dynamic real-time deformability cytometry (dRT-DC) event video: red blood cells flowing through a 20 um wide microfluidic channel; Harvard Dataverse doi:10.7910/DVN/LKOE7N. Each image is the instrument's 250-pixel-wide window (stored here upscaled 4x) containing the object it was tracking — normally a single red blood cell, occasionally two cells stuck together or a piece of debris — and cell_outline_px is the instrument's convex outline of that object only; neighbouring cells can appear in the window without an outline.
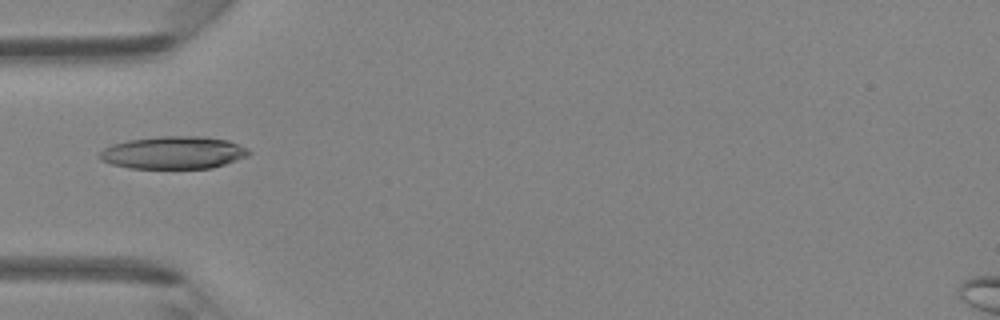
{"species": "Egyptian fruit bat (a non-hibernating species)", "species_latin": "Rousettus aegyptiacus", "temperature_condition": "room temperature", "stored_images_in_passage": 34, "camera_frame_rate_fps": 3000, "um_per_image_px": 0.085, "animal": {"sex": "female"}, "frame": {"image": 1, "passage_image": 3, "time_ms": 0.667, "image_size_px": [1000, 320], "cell_outline_px": [[252, 152], [248, 156], [212, 168], [128, 168], [112, 164], [100, 160], [100, 152], [104, 148], [112, 144], [128, 140], [160, 136], [204, 136], [228, 140], [248, 148]], "centroid_in_image_um": [14.76, 12.97], "position_along_channel_um": 70.2, "area_um2": 28.38}}
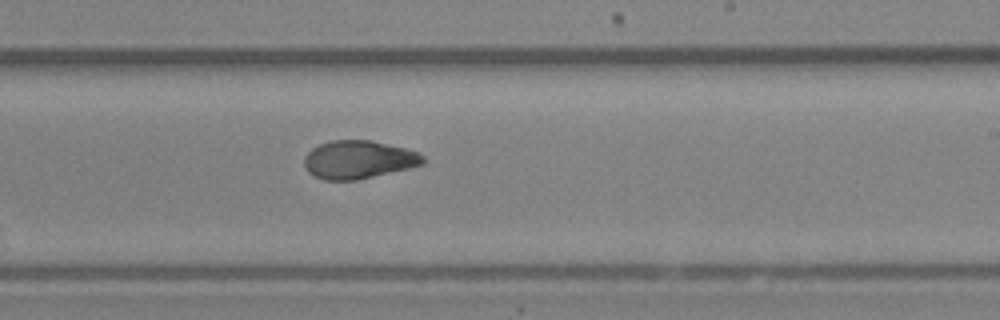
{"frame": {"image": 2, "passage_image": 16, "time_ms": 5.0, "image_size_px": [1000, 320], "cell_outline_px": [[424, 164], [408, 168], [356, 180], [324, 180], [308, 172], [304, 164], [304, 156], [312, 148], [320, 144], [332, 140], [368, 140], [404, 148], [416, 152], [424, 156]], "centroid_in_image_um": [30.44, 13.57], "position_along_channel_um": 258.6, "area_um2": 26.07}}
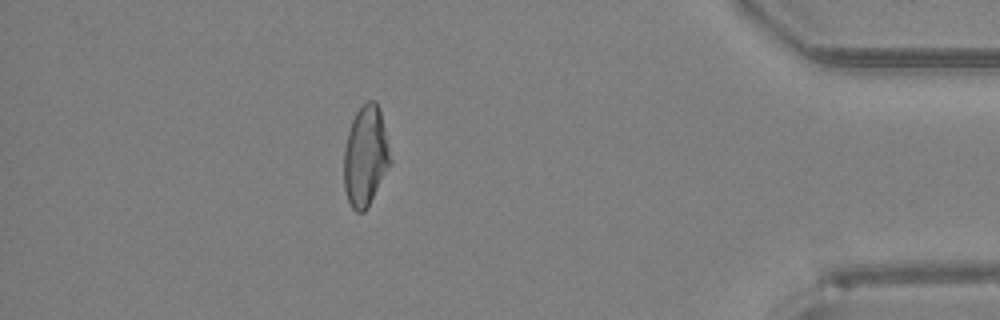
{"frame": {"image": 3, "passage_image": 29, "time_ms": 9.333, "image_size_px": [1000, 320], "cell_outline_px": [[392, 164], [364, 212], [356, 212], [352, 208], [348, 200], [344, 188], [344, 148], [348, 132], [352, 120], [356, 112], [368, 100], [376, 100], [380, 108], [392, 160]], "centroid_in_image_um": [31.08, 13.26], "position_along_channel_um": 404.1, "area_um2": 27.22}, "authors_computed_cell_mechanics": {"area_um2": 26.9348, "velocity_mm_per_s": 4.3546, "shape_relaxation_time_tau1_ms": 8.3177, "shape_relaxation_time_tau2_ms": 1.193, "deformation_change_tau1": 0.2367, "deformation_change_tau2": 0.0501}}